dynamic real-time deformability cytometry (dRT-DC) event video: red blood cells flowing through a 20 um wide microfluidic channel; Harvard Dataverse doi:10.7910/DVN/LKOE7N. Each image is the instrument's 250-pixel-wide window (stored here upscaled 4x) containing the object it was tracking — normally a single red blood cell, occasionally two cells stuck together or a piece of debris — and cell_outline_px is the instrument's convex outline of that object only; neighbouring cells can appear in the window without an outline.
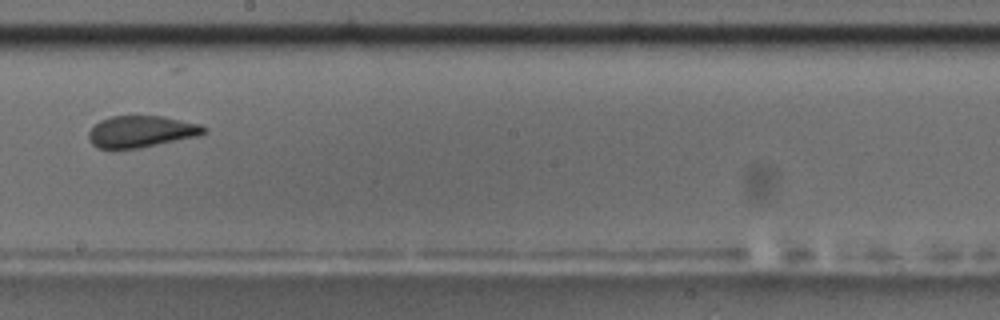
{"species": "common noctule bat (a hibernating species)", "species_latin": "Nyctalus noctula", "temperature_condition": "room temperature", "stored_images_in_passage": 15, "camera_frame_rate_fps": 3000, "um_per_image_px": 0.085, "animal": {"sex": "male", "body_mass_g": 17.5, "forearm_length_mm": 52.3}, "frame": {"image": 1, "passage_image": 9, "time_ms": 10.0, "image_size_px": [1000, 320], "cell_outline_px": [[208, 128], [200, 136], [140, 148], [96, 148], [92, 144], [88, 136], [88, 132], [100, 120], [112, 116], [164, 116], [200, 124]], "centroid_in_image_um": [12.03, 11.18], "position_along_channel_um": 236.2, "area_um2": 21.27}}